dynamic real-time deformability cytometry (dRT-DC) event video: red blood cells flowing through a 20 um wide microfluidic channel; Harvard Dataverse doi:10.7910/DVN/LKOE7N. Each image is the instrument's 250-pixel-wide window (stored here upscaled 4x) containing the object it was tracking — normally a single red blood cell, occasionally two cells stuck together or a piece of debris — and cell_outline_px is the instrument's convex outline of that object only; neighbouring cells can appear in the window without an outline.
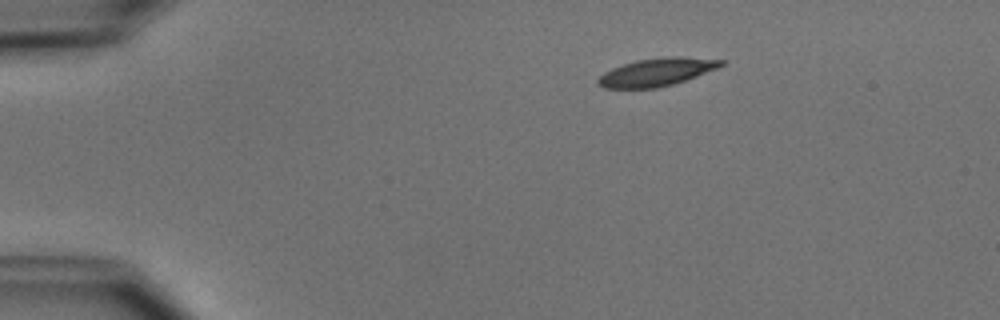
{"species": "common noctule bat (a hibernating species)", "species_latin": "Nyctalus noctula", "temperature_condition": "cold", "stored_images_in_passage": 4, "camera_frame_rate_fps": 3000, "um_per_image_px": 0.085, "animal": {"sex": "male", "body_mass_g": 15.6}, "frame": {"image": 1, "passage_image": 1, "time_ms": 0.0, "image_size_px": [1000, 320], "cell_outline_px": [[728, 60], [720, 68], [672, 84], [656, 88], [604, 88], [596, 84], [596, 80], [604, 72], [612, 68], [636, 60], [668, 56], [676, 56]], "centroid_in_image_um": [55.84, 6.12], "position_along_channel_um": 29.2, "area_um2": 20.06}}
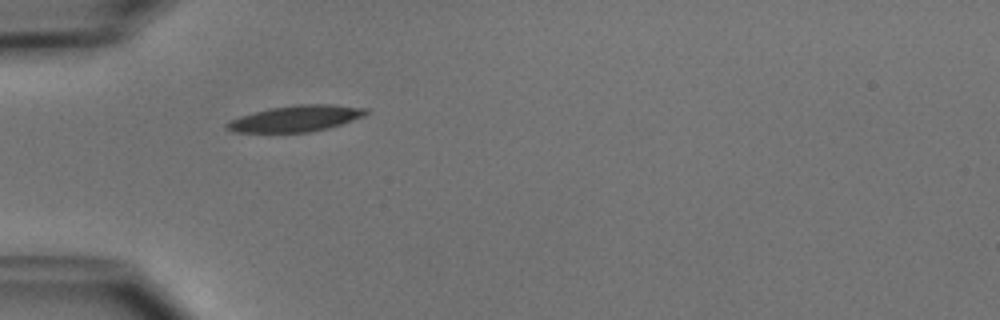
{"frame": {"image": 2, "passage_image": 3, "time_ms": 2.333, "image_size_px": [1000, 320], "cell_outline_px": [[372, 112], [364, 116], [328, 128], [308, 132], [236, 132], [224, 128], [224, 124], [240, 116], [268, 108], [296, 104], [332, 104], [368, 108]], "centroid_in_image_um": [25.18, 10.06], "position_along_channel_um": 59.8, "area_um2": 21.27}}